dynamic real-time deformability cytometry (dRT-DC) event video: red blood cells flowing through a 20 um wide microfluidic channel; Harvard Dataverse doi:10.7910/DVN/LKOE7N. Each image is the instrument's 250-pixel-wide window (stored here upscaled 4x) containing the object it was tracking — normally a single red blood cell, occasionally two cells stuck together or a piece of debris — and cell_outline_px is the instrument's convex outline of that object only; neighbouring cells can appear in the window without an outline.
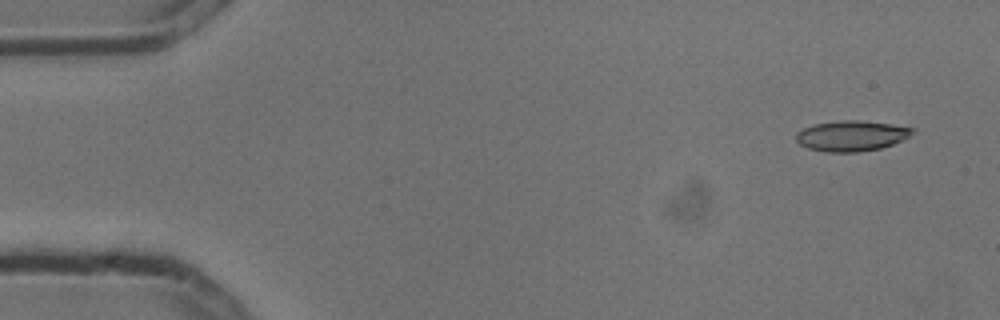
{"species": "common noctule bat (a hibernating species)", "species_latin": "Nyctalus noctula", "temperature_condition": "cold", "stored_images_in_passage": 6, "segment_of_instrument_passage": [2, 2], "camera_frame_rate_fps": 3000, "um_per_image_px": 0.085, "animal": {"sex": "male", "body_mass_g": 13.3}, "frame": {"image": 1, "passage_image": 6, "time_ms": 1.667, "image_size_px": [1000, 320], "cell_outline_px": [[916, 132], [892, 144], [880, 148], [860, 152], [824, 152], [808, 148], [800, 144], [796, 140], [796, 132], [804, 128], [816, 124], [844, 120], [856, 120], [892, 124], [916, 128]], "centroid_in_image_um": [72.38, 11.55], "position_along_channel_um": 12.6, "area_um2": 20.58}}